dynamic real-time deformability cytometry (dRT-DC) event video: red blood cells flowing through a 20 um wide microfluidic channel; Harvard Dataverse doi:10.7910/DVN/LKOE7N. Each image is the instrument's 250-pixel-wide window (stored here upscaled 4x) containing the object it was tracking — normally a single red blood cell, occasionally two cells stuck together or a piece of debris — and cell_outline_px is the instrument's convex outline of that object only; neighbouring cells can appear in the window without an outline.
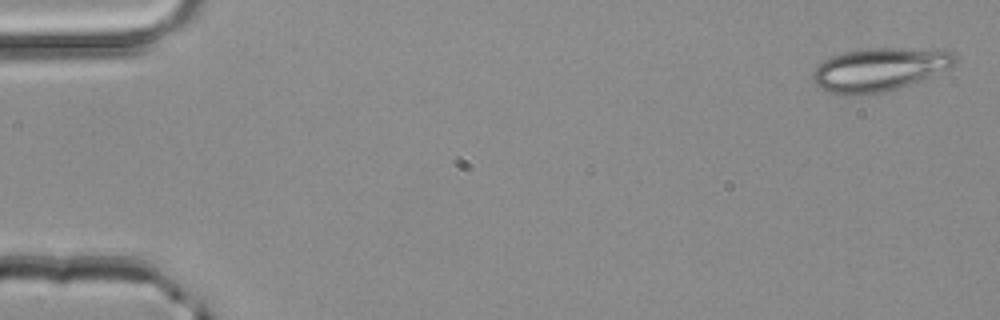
{"species": "common noctule bat (a hibernating species)", "species_latin": "Nyctalus noctula", "temperature_condition": "room temperature", "stored_images_in_passage": 3, "camera_frame_rate_fps": 3000, "um_per_image_px": 0.085, "animal": {"sex": "male", "body_mass_g": 20.4}, "frame": {"image": 1, "passage_image": 1, "time_ms": 0.0, "image_size_px": [1000, 320], "cell_outline_px": [[956, 64], [948, 68], [920, 80], [900, 88], [884, 92], [864, 96], [848, 96], [832, 92], [820, 88], [812, 80], [812, 72], [816, 64], [832, 56], [844, 52], [868, 48], [900, 48], [952, 52], [956, 56]], "centroid_in_image_um": [74.67, 5.93], "position_along_channel_um": 10.3, "area_um2": 35.84}}